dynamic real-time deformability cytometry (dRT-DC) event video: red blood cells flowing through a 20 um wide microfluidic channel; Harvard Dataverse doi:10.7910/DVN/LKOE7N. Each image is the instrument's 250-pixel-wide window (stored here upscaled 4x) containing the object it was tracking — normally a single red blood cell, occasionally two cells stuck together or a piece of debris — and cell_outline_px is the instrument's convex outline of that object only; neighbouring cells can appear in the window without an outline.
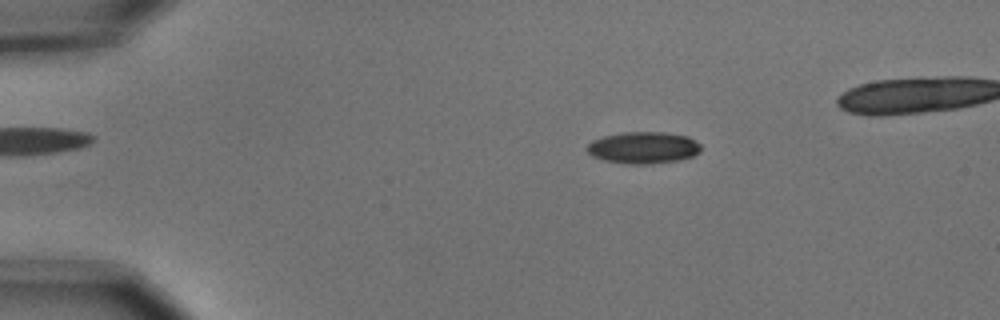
{"species": "common noctule bat (a hibernating species)", "species_latin": "Nyctalus noctula", "temperature_condition": "cold", "stored_images_in_passage": 5, "camera_frame_rate_fps": 3000, "um_per_image_px": 0.085, "animal": {"sex": "male", "body_mass_g": 15.6}, "frame": {"image": 1, "passage_image": 1, "time_ms": 0.0, "image_size_px": [1000, 320], "cell_outline_px": [[700, 152], [692, 156], [676, 160], [648, 164], [632, 164], [604, 160], [592, 156], [584, 148], [592, 140], [604, 136], [624, 132], [664, 132], [688, 136], [696, 140], [700, 144]], "centroid_in_image_um": [54.67, 12.54], "position_along_channel_um": 30.3, "area_um2": 21.04}}
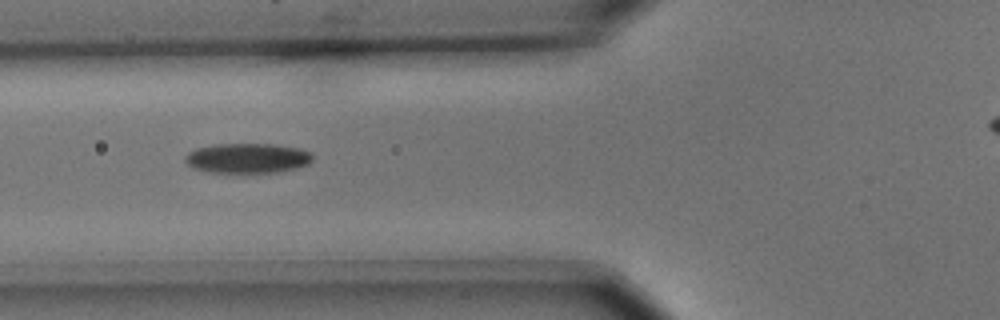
{"frame": {"image": 2, "passage_image": 4, "time_ms": 1.0, "image_size_px": [1000, 320], "cell_outline_px": [[312, 160], [308, 164], [296, 168], [276, 172], [212, 172], [192, 168], [184, 160], [184, 156], [188, 152], [196, 148], [212, 144], [276, 144], [300, 148], [308, 152], [312, 156]], "centroid_in_image_um": [21.0, 13.43], "position_along_channel_um": 104.8, "area_um2": 22.2}}
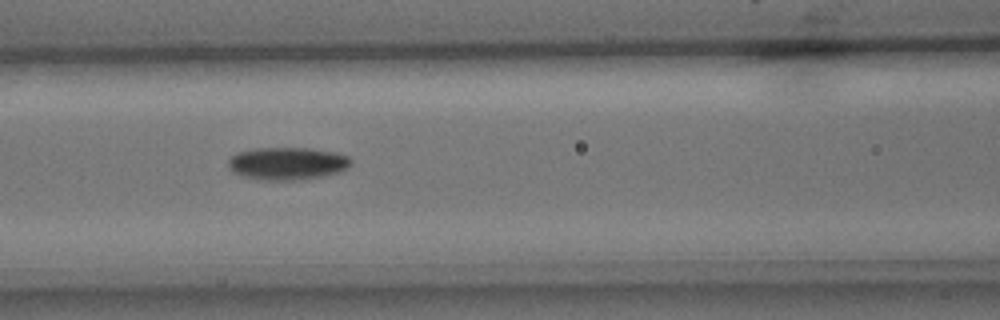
{"frame": {"image": 3, "passage_image": 5, "time_ms": 1.333, "image_size_px": [1000, 320], "cell_outline_px": [[352, 164], [348, 168], [340, 172], [308, 180], [256, 180], [244, 176], [228, 168], [228, 160], [232, 156], [240, 152], [256, 148], [312, 148], [336, 152], [348, 156], [352, 160]], "centroid_in_image_um": [24.49, 13.91], "position_along_channel_um": 142.1, "area_um2": 23.64}}